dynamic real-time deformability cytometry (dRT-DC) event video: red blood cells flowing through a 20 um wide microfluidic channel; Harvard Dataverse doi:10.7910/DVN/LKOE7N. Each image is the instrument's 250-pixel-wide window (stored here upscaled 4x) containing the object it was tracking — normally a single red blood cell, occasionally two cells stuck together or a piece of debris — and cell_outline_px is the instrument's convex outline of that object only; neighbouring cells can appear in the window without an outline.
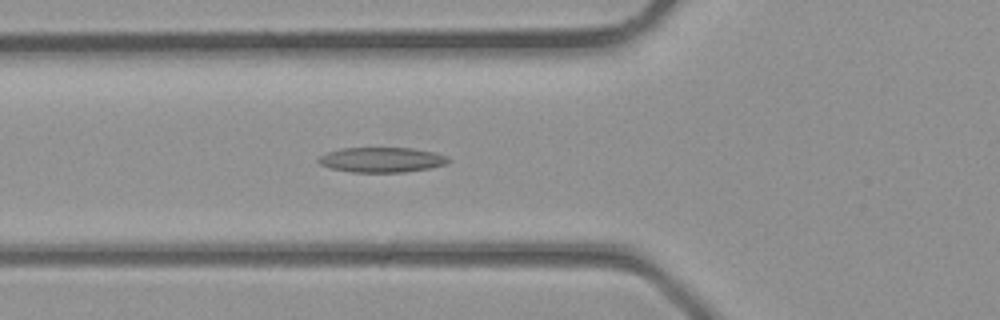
{"species": "common noctule bat (a hibernating species)", "species_latin": "Nyctalus noctula", "temperature_condition": "room temperature", "stored_images_in_passage": 36, "camera_frame_rate_fps": 3000, "um_per_image_px": 0.085, "animal": {"sex": "male", "body_mass_g": 23.1, "forearm_length_mm": 52.7}, "frame": {"image": 1, "passage_image": 12, "time_ms": 3.667, "image_size_px": [1000, 320], "cell_outline_px": [[452, 160], [448, 164], [428, 168], [404, 172], [352, 172], [332, 168], [320, 164], [316, 160], [324, 152], [340, 148], [412, 148], [436, 152], [448, 156]], "centroid_in_image_um": [32.47, 13.57], "position_along_channel_um": 93.3, "area_um2": 19.13}}
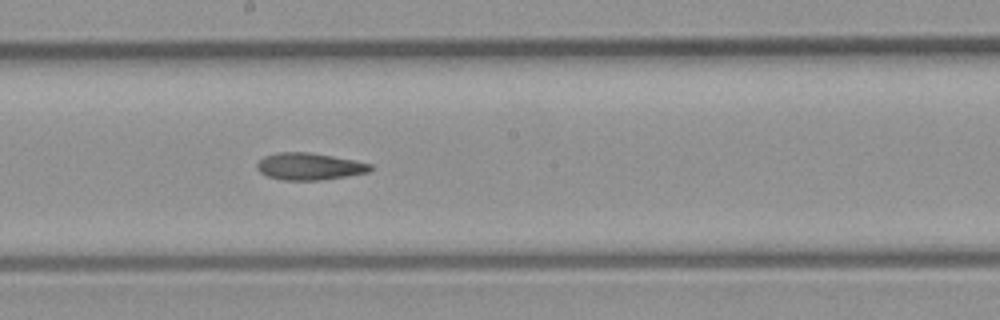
{"frame": {"image": 2, "passage_image": 19, "time_ms": 6.0, "image_size_px": [1000, 320], "cell_outline_px": [[372, 168], [368, 172], [348, 176], [320, 180], [280, 180], [268, 176], [260, 172], [256, 168], [256, 164], [264, 156], [276, 152], [308, 152], [356, 160], [372, 164]], "centroid_in_image_um": [26.28, 14.14], "position_along_channel_um": 221.9, "area_um2": 17.92}}
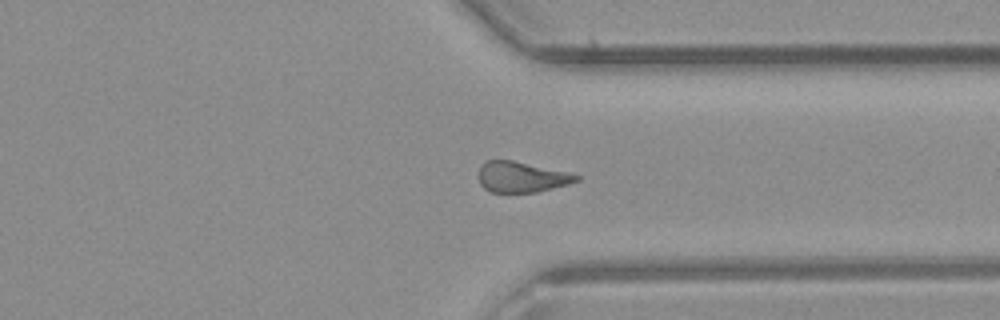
{"frame": {"image": 3, "passage_image": 27, "time_ms": 8.667, "image_size_px": [1000, 320], "cell_outline_px": [[580, 180], [568, 184], [536, 192], [492, 192], [484, 188], [480, 184], [480, 164], [484, 160], [512, 160], [572, 172], [580, 176]], "centroid_in_image_um": [44.36, 15.03], "position_along_channel_um": 367.0, "area_um2": 17.57}}